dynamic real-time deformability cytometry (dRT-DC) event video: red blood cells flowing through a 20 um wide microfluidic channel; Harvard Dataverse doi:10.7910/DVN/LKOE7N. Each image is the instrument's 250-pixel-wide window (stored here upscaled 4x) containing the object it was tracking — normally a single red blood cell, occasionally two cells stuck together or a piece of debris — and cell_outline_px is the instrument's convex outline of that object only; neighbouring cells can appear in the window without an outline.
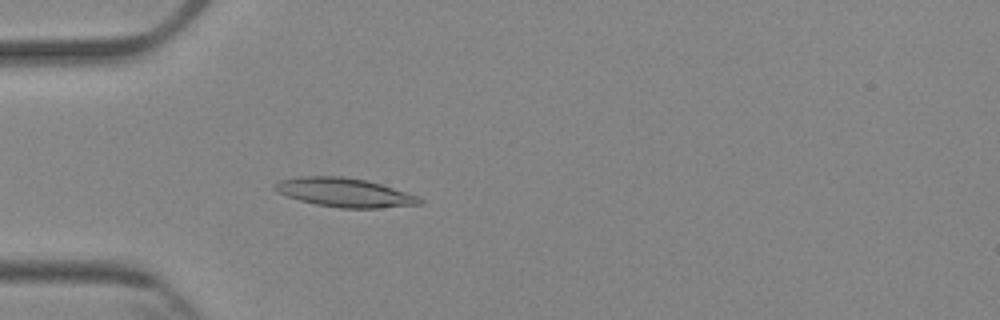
{"species": "Egyptian fruit bat (a non-hibernating species)", "species_latin": "Rousettus aegyptiacus", "temperature_condition": "cold", "stored_images_in_passage": 4, "camera_frame_rate_fps": 3000, "um_per_image_px": 0.085, "animal": {"sex": "female"}, "frame": {"image": 1, "passage_image": 4, "time_ms": 3.333, "image_size_px": [1000, 320], "cell_outline_px": [[424, 200], [420, 204], [380, 208], [340, 208], [316, 204], [300, 200], [288, 196], [272, 188], [280, 180], [304, 176], [344, 176], [364, 180], [380, 184], [416, 196]], "centroid_in_image_um": [29.28, 16.36], "position_along_channel_um": 55.7, "area_um2": 23.93}}